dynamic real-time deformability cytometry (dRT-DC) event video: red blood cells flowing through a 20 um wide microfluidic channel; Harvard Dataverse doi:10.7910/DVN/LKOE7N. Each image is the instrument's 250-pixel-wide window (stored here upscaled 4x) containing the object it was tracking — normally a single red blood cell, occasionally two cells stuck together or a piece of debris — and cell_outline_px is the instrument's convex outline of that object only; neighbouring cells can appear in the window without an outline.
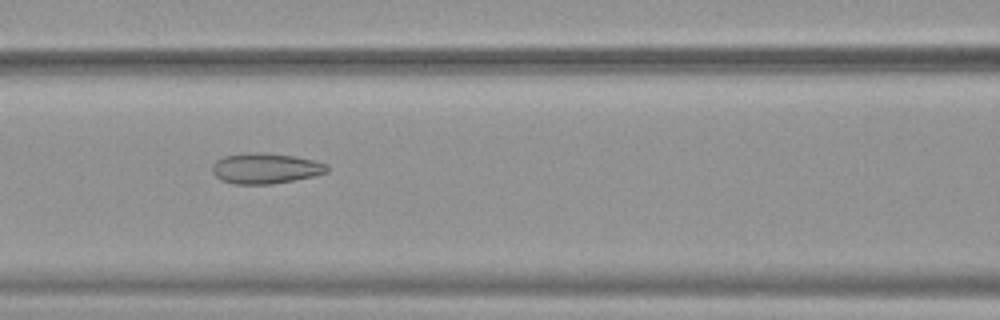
{"species": "common noctule bat (a hibernating species)", "species_latin": "Nyctalus noctula", "temperature_condition": "warm", "stored_images_in_passage": 52, "camera_frame_rate_fps": 3000, "um_per_image_px": 0.085, "animal": {"sex": "female", "body_mass_g": 19.9}, "frame": {"image": 1, "passage_image": 23, "time_ms": 7.333, "image_size_px": [1000, 320], "cell_outline_px": [[328, 172], [312, 176], [272, 184], [232, 184], [220, 180], [212, 172], [212, 164], [216, 160], [224, 156], [244, 152], [256, 152], [292, 156], [316, 160], [324, 164], [328, 168]], "centroid_in_image_um": [22.5, 14.31], "position_along_channel_um": 144.1, "area_um2": 20.4}}
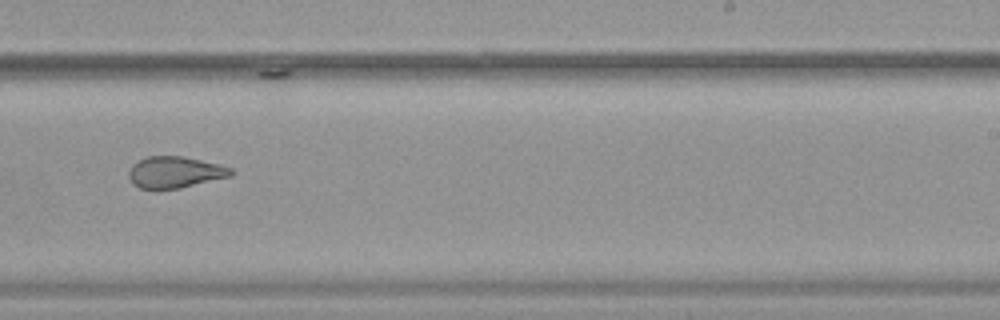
{"frame": {"image": 2, "passage_image": 33, "time_ms": 10.667, "image_size_px": [1000, 320], "cell_outline_px": [[232, 176], [180, 188], [140, 188], [132, 184], [128, 176], [128, 172], [132, 164], [148, 156], [184, 156], [232, 168]], "centroid_in_image_um": [14.85, 14.63], "position_along_channel_um": 274.2, "area_um2": 18.55}}
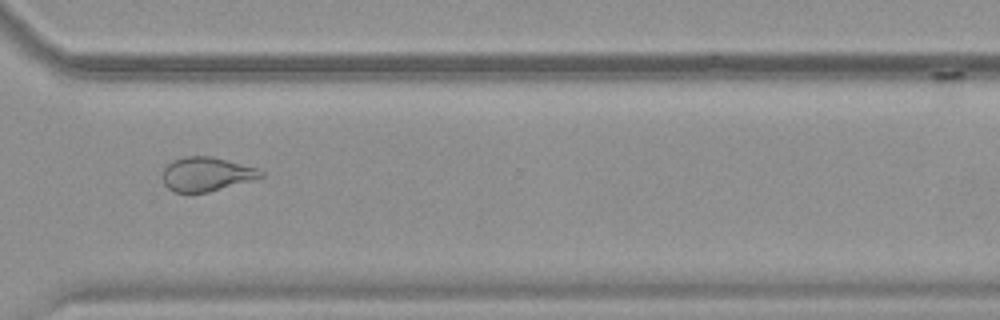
{"frame": {"image": 3, "passage_image": 39, "time_ms": 12.667, "image_size_px": [1000, 320], "cell_outline_px": [[264, 176], [208, 192], [172, 192], [164, 184], [160, 176], [160, 172], [172, 160], [184, 156], [212, 156], [256, 168], [264, 172]], "centroid_in_image_um": [17.46, 14.79], "position_along_channel_um": 353.1, "area_um2": 19.48}, "authors_computed_cell_mechanics": {"area_um2": 23.8136, "velocity_mm_per_s": 3.9206, "shape_relaxation_time_tau1_ms": null, "shape_relaxation_time_tau2_ms": 1.8013, "deformation_change_tau1": null, "deformation_change_tau2": 0.1022}}